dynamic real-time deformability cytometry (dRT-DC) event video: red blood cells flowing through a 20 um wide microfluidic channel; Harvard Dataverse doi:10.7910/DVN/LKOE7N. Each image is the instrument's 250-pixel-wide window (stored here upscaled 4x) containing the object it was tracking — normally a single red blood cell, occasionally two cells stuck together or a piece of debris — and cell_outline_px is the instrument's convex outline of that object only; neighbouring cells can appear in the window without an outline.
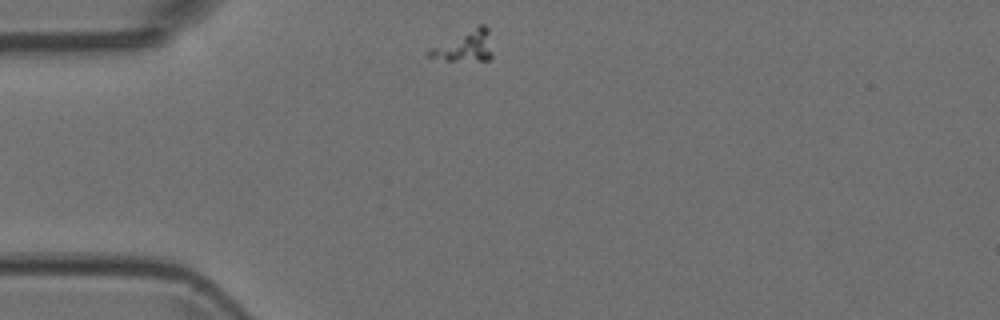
{"species": "Egyptian fruit bat (a non-hibernating species)", "species_latin": "Rousettus aegyptiacus", "temperature_condition": "room temperature", "stored_images_in_passage": 4, "camera_frame_rate_fps": 3000, "um_per_image_px": 0.085, "animal": {"sex": "female"}, "frame": {"image": 1, "passage_image": 1, "time_ms": 0.0, "image_size_px": [1000, 320], "cell_outline_px": [[492, 56], [488, 60], [448, 60], [424, 56], [432, 48], [480, 24], [484, 24], [488, 28], [492, 52]], "centroid_in_image_um": [39.56, 3.93], "position_along_channel_um": 45.4, "area_um2": 10.98}}
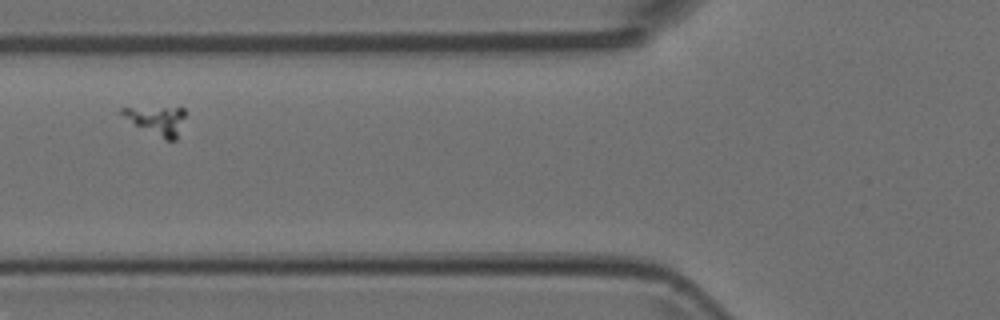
{"frame": {"image": 2, "passage_image": 3, "time_ms": 0.667, "image_size_px": [1000, 320], "cell_outline_px": [[184, 116], [176, 140], [164, 140], [136, 124], [124, 116], [120, 112], [120, 108], [184, 108]], "centroid_in_image_um": [13.36, 10.24], "position_along_channel_um": 112.4, "area_um2": 10.0}}
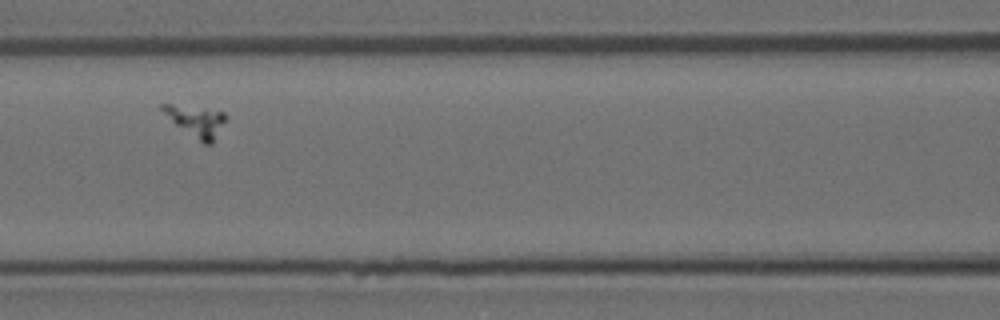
{"frame": {"image": 3, "passage_image": 4, "time_ms": 1.0, "image_size_px": [1000, 320], "cell_outline_px": [[228, 116], [212, 144], [204, 144], [176, 124], [160, 108], [160, 104], [172, 104], [224, 112]], "centroid_in_image_um": [16.72, 10.29], "position_along_channel_um": 149.9, "area_um2": 10.98}}